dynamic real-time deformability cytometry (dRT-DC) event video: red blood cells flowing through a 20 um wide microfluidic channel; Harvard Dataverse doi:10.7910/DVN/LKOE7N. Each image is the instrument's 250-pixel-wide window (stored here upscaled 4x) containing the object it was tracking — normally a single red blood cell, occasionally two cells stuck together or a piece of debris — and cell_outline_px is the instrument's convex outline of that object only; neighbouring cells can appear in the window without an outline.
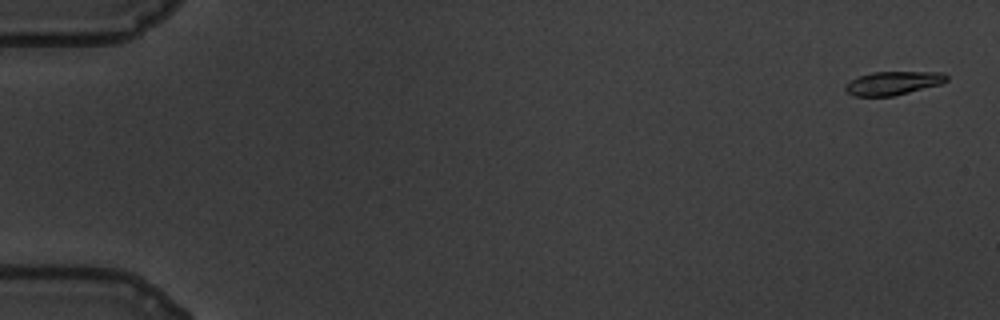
{"species": "common noctule bat (a hibernating species)", "species_latin": "Nyctalus noctula", "temperature_condition": "warm", "stored_images_in_passage": 60, "camera_frame_rate_fps": 3000, "um_per_image_px": 0.085, "animal": {"sex": "male", "body_mass_g": 19.5, "forearm_length_mm": 54.6}, "frame": {"image": 1, "passage_image": 2, "time_ms": 0.333, "image_size_px": [1000, 320], "cell_outline_px": [[948, 80], [944, 84], [892, 96], [856, 96], [848, 92], [844, 88], [844, 84], [860, 76], [872, 72], [944, 72], [948, 76]], "centroid_in_image_um": [75.97, 7.06], "position_along_channel_um": 9.0, "area_um2": 13.93}}
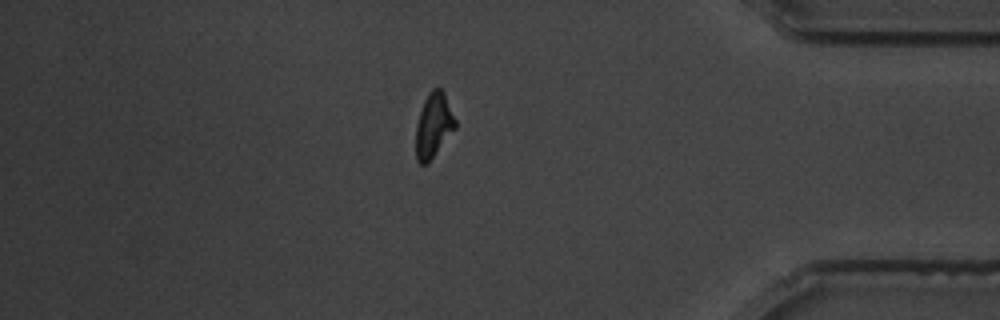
{"frame": {"image": 2, "passage_image": 52, "time_ms": 17.0, "image_size_px": [1000, 320], "cell_outline_px": [[456, 128], [428, 164], [420, 164], [416, 160], [416, 124], [424, 100], [428, 92], [432, 88], [440, 88], [444, 92], [456, 120]], "centroid_in_image_um": [36.85, 10.67], "position_along_channel_um": 398.3, "area_um2": 14.97}}
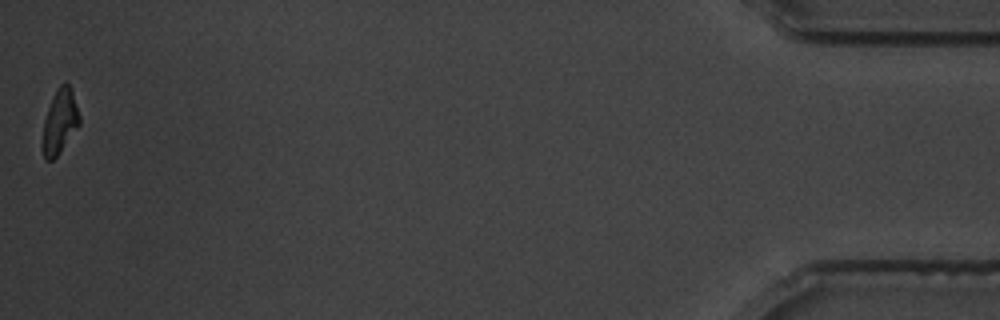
{"frame": {"image": 3, "passage_image": 60, "time_ms": 19.667, "image_size_px": [1000, 320], "cell_outline_px": [[80, 124], [56, 156], [52, 160], [44, 160], [44, 120], [52, 96], [56, 88], [64, 80], [72, 88], [80, 116]], "centroid_in_image_um": [5.11, 10.24], "position_along_channel_um": 430.1, "area_um2": 13.58}, "authors_computed_cell_mechanics": {"area_um2": 14.9702, "velocity_mm_per_s": 3.4408, "shape_relaxation_time_tau1_ms": 3.97, "shape_relaxation_time_tau2_ms": null, "deformation_change_tau1": 0.1579, "deformation_change_tau2": null}}